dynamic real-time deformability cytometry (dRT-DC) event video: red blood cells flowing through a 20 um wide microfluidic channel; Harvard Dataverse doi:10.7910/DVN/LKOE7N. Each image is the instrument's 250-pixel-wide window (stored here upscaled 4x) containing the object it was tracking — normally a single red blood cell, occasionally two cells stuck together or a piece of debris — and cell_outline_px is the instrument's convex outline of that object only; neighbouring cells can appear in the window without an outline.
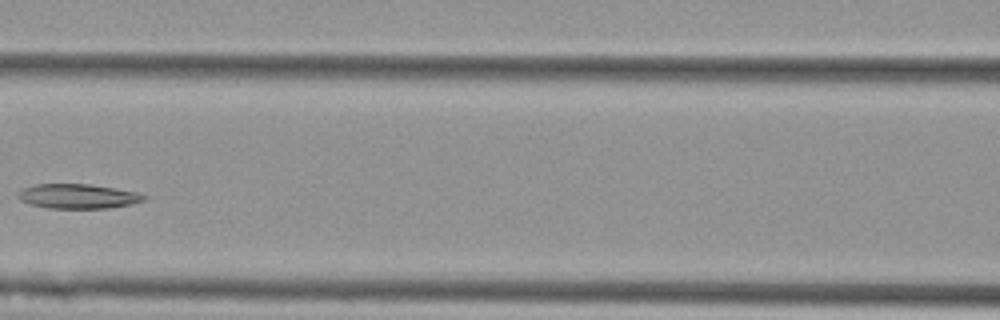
{"species": "Egyptian fruit bat (a non-hibernating species)", "species_latin": "Rousettus aegyptiacus", "temperature_condition": "cold", "stored_images_in_passage": 6, "camera_frame_rate_fps": 3000, "um_per_image_px": 0.085, "animal": {"sex": "female"}, "frame": {"image": 1, "passage_image": 5, "time_ms": 1.333, "image_size_px": [1000, 320], "cell_outline_px": [[148, 196], [144, 200], [132, 204], [108, 208], [48, 208], [28, 204], [20, 200], [20, 192], [24, 188], [36, 184], [88, 184], [136, 192]], "centroid_in_image_um": [6.64, 16.69], "position_along_channel_um": 160.0, "area_um2": 17.8}}
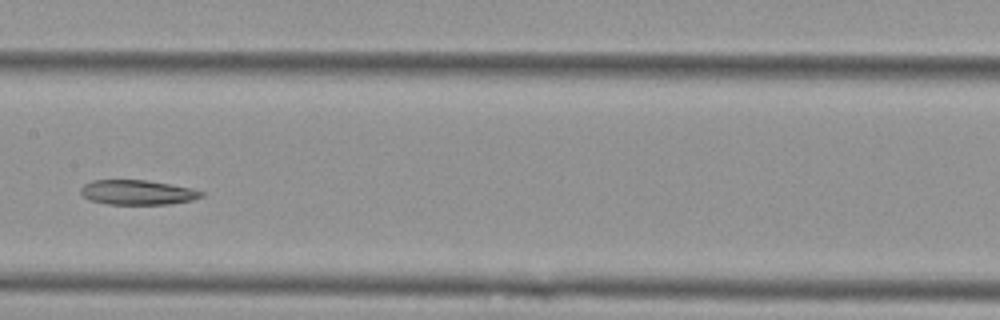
{"frame": {"image": 2, "passage_image": 6, "time_ms": 1.667, "image_size_px": [1000, 320], "cell_outline_px": [[204, 196], [192, 200], [168, 204], [108, 204], [88, 200], [80, 192], [80, 188], [84, 184], [92, 180], [144, 180], [192, 188], [204, 192]], "centroid_in_image_um": [11.67, 16.35], "position_along_channel_um": 195.7, "area_um2": 17.34}}